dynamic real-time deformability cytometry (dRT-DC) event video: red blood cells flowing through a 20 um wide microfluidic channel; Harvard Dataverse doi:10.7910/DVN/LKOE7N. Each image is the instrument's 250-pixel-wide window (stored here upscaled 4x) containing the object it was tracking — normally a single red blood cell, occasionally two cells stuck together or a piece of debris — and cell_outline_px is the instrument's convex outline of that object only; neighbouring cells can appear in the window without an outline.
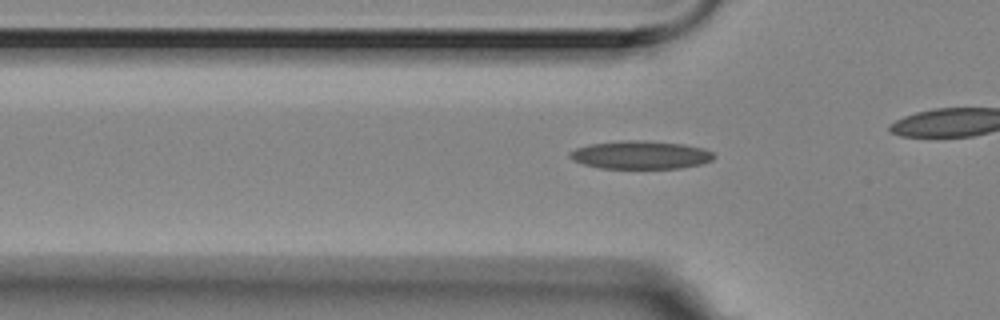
{"species": "Egyptian fruit bat (a non-hibernating species)", "species_latin": "Rousettus aegyptiacus", "temperature_condition": "room temperature", "stored_images_in_passage": 36, "camera_frame_rate_fps": 3000, "um_per_image_px": 0.085, "animal": {"sex": "female"}, "frame": {"image": 1, "passage_image": 10, "time_ms": 3.0, "image_size_px": [1000, 320], "cell_outline_px": [[716, 156], [712, 160], [700, 164], [680, 168], [600, 168], [584, 164], [572, 160], [568, 156], [568, 152], [576, 148], [588, 144], [624, 140], [644, 140], [684, 144], [704, 148], [712, 152]], "centroid_in_image_um": [54.43, 13.16], "position_along_channel_um": 71.4, "area_um2": 23.76}}
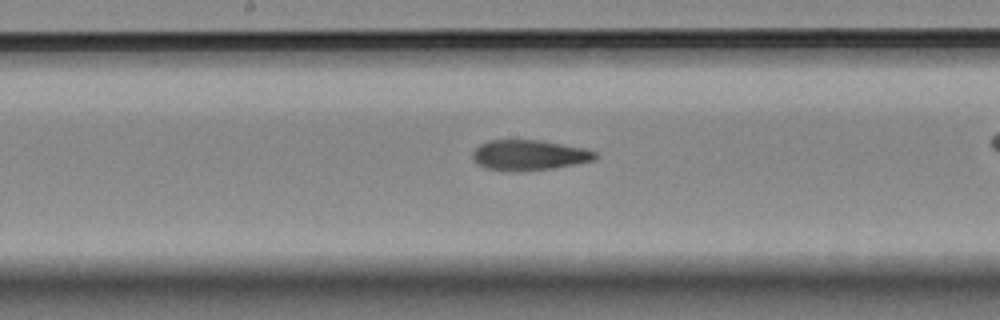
{"frame": {"image": 2, "passage_image": 21, "time_ms": 6.667, "image_size_px": [1000, 320], "cell_outline_px": [[596, 160], [576, 164], [552, 168], [512, 172], [504, 172], [484, 168], [476, 164], [472, 160], [472, 152], [480, 144], [488, 140], [540, 140], [584, 148], [596, 152]], "centroid_in_image_um": [44.91, 13.2], "position_along_channel_um": 203.3, "area_um2": 21.96}}
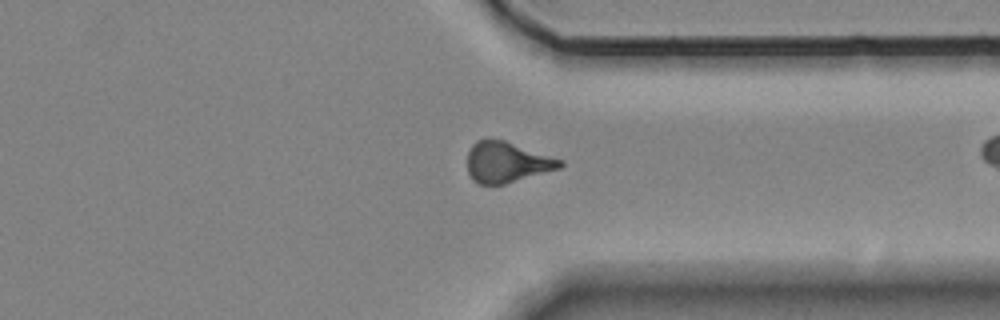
{"frame": {"image": 3, "passage_image": 35, "time_ms": 11.333, "image_size_px": [1000, 320], "cell_outline_px": [[564, 164], [560, 168], [504, 184], [480, 184], [472, 180], [468, 172], [468, 152], [472, 144], [476, 140], [504, 140], [564, 160]], "centroid_in_image_um": [43.09, 13.79], "position_along_channel_um": 368.3, "area_um2": 21.79}}